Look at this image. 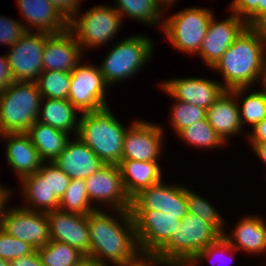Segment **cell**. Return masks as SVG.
I'll return each mask as SVG.
<instances>
[{"mask_svg": "<svg viewBox=\"0 0 266 266\" xmlns=\"http://www.w3.org/2000/svg\"><path fill=\"white\" fill-rule=\"evenodd\" d=\"M67 100L81 113L95 112L109 107L108 88L99 65L79 63L71 72Z\"/></svg>", "mask_w": 266, "mask_h": 266, "instance_id": "9", "label": "cell"}, {"mask_svg": "<svg viewBox=\"0 0 266 266\" xmlns=\"http://www.w3.org/2000/svg\"><path fill=\"white\" fill-rule=\"evenodd\" d=\"M161 4H163L165 6V10L164 12H167V10L169 11L170 8L174 5H176L175 3H177V0H158Z\"/></svg>", "mask_w": 266, "mask_h": 266, "instance_id": "52", "label": "cell"}, {"mask_svg": "<svg viewBox=\"0 0 266 266\" xmlns=\"http://www.w3.org/2000/svg\"><path fill=\"white\" fill-rule=\"evenodd\" d=\"M14 82L6 54L0 56V93Z\"/></svg>", "mask_w": 266, "mask_h": 266, "instance_id": "45", "label": "cell"}, {"mask_svg": "<svg viewBox=\"0 0 266 266\" xmlns=\"http://www.w3.org/2000/svg\"><path fill=\"white\" fill-rule=\"evenodd\" d=\"M222 234L208 222L188 213L182 220L178 232L156 251L175 266H187L192 259Z\"/></svg>", "mask_w": 266, "mask_h": 266, "instance_id": "6", "label": "cell"}, {"mask_svg": "<svg viewBox=\"0 0 266 266\" xmlns=\"http://www.w3.org/2000/svg\"><path fill=\"white\" fill-rule=\"evenodd\" d=\"M252 150L266 166V142L257 144Z\"/></svg>", "mask_w": 266, "mask_h": 266, "instance_id": "49", "label": "cell"}, {"mask_svg": "<svg viewBox=\"0 0 266 266\" xmlns=\"http://www.w3.org/2000/svg\"><path fill=\"white\" fill-rule=\"evenodd\" d=\"M36 249L20 239H17L0 227V258L8 262L31 255Z\"/></svg>", "mask_w": 266, "mask_h": 266, "instance_id": "38", "label": "cell"}, {"mask_svg": "<svg viewBox=\"0 0 266 266\" xmlns=\"http://www.w3.org/2000/svg\"><path fill=\"white\" fill-rule=\"evenodd\" d=\"M83 50L73 33L51 34L46 40L43 51V71L55 70L70 73L83 62Z\"/></svg>", "mask_w": 266, "mask_h": 266, "instance_id": "19", "label": "cell"}, {"mask_svg": "<svg viewBox=\"0 0 266 266\" xmlns=\"http://www.w3.org/2000/svg\"><path fill=\"white\" fill-rule=\"evenodd\" d=\"M80 115L77 137L105 164H118L128 127L122 125L109 107Z\"/></svg>", "mask_w": 266, "mask_h": 266, "instance_id": "3", "label": "cell"}, {"mask_svg": "<svg viewBox=\"0 0 266 266\" xmlns=\"http://www.w3.org/2000/svg\"><path fill=\"white\" fill-rule=\"evenodd\" d=\"M9 266H44L41 259L35 251L31 255L19 257L9 262Z\"/></svg>", "mask_w": 266, "mask_h": 266, "instance_id": "46", "label": "cell"}, {"mask_svg": "<svg viewBox=\"0 0 266 266\" xmlns=\"http://www.w3.org/2000/svg\"><path fill=\"white\" fill-rule=\"evenodd\" d=\"M108 212L88 214L89 257L102 266H123L140 251L134 219L131 210Z\"/></svg>", "mask_w": 266, "mask_h": 266, "instance_id": "1", "label": "cell"}, {"mask_svg": "<svg viewBox=\"0 0 266 266\" xmlns=\"http://www.w3.org/2000/svg\"><path fill=\"white\" fill-rule=\"evenodd\" d=\"M58 209L81 215H88L97 210L89 199L84 179H71L69 186L60 199Z\"/></svg>", "mask_w": 266, "mask_h": 266, "instance_id": "33", "label": "cell"}, {"mask_svg": "<svg viewBox=\"0 0 266 266\" xmlns=\"http://www.w3.org/2000/svg\"><path fill=\"white\" fill-rule=\"evenodd\" d=\"M99 65L100 71L109 87L137 76L153 56L152 38L144 34H134L118 41ZM146 64V65H145Z\"/></svg>", "mask_w": 266, "mask_h": 266, "instance_id": "4", "label": "cell"}, {"mask_svg": "<svg viewBox=\"0 0 266 266\" xmlns=\"http://www.w3.org/2000/svg\"><path fill=\"white\" fill-rule=\"evenodd\" d=\"M131 122L124 136L122 160L159 161L166 138L163 126L144 119Z\"/></svg>", "mask_w": 266, "mask_h": 266, "instance_id": "11", "label": "cell"}, {"mask_svg": "<svg viewBox=\"0 0 266 266\" xmlns=\"http://www.w3.org/2000/svg\"><path fill=\"white\" fill-rule=\"evenodd\" d=\"M0 227L36 250L50 241L47 213L14 206L6 207Z\"/></svg>", "mask_w": 266, "mask_h": 266, "instance_id": "14", "label": "cell"}, {"mask_svg": "<svg viewBox=\"0 0 266 266\" xmlns=\"http://www.w3.org/2000/svg\"><path fill=\"white\" fill-rule=\"evenodd\" d=\"M187 146L195 149H219L227 146V143L220 137L214 128L209 124L207 118L194 122L187 128L181 130L177 135Z\"/></svg>", "mask_w": 266, "mask_h": 266, "instance_id": "31", "label": "cell"}, {"mask_svg": "<svg viewBox=\"0 0 266 266\" xmlns=\"http://www.w3.org/2000/svg\"><path fill=\"white\" fill-rule=\"evenodd\" d=\"M74 266H102L98 264L95 260L92 258L85 256L81 261H79L77 264Z\"/></svg>", "mask_w": 266, "mask_h": 266, "instance_id": "50", "label": "cell"}, {"mask_svg": "<svg viewBox=\"0 0 266 266\" xmlns=\"http://www.w3.org/2000/svg\"><path fill=\"white\" fill-rule=\"evenodd\" d=\"M162 92L173 100L187 102L207 110L225 91L221 81L204 77H179L160 82Z\"/></svg>", "mask_w": 266, "mask_h": 266, "instance_id": "16", "label": "cell"}, {"mask_svg": "<svg viewBox=\"0 0 266 266\" xmlns=\"http://www.w3.org/2000/svg\"><path fill=\"white\" fill-rule=\"evenodd\" d=\"M123 266H175L156 252L139 251Z\"/></svg>", "mask_w": 266, "mask_h": 266, "instance_id": "42", "label": "cell"}, {"mask_svg": "<svg viewBox=\"0 0 266 266\" xmlns=\"http://www.w3.org/2000/svg\"><path fill=\"white\" fill-rule=\"evenodd\" d=\"M259 82L261 83L262 90H260V88L258 90L262 93V95L264 96V99L266 100V69L264 70L260 78L258 79V85H260Z\"/></svg>", "mask_w": 266, "mask_h": 266, "instance_id": "51", "label": "cell"}, {"mask_svg": "<svg viewBox=\"0 0 266 266\" xmlns=\"http://www.w3.org/2000/svg\"><path fill=\"white\" fill-rule=\"evenodd\" d=\"M228 10L250 26L262 14V0H232Z\"/></svg>", "mask_w": 266, "mask_h": 266, "instance_id": "40", "label": "cell"}, {"mask_svg": "<svg viewBox=\"0 0 266 266\" xmlns=\"http://www.w3.org/2000/svg\"><path fill=\"white\" fill-rule=\"evenodd\" d=\"M211 69L221 74L225 90L255 87L266 69V47L247 26Z\"/></svg>", "mask_w": 266, "mask_h": 266, "instance_id": "2", "label": "cell"}, {"mask_svg": "<svg viewBox=\"0 0 266 266\" xmlns=\"http://www.w3.org/2000/svg\"><path fill=\"white\" fill-rule=\"evenodd\" d=\"M186 202L188 213L212 224L223 235L226 230L225 218L210 200L186 187Z\"/></svg>", "mask_w": 266, "mask_h": 266, "instance_id": "34", "label": "cell"}, {"mask_svg": "<svg viewBox=\"0 0 266 266\" xmlns=\"http://www.w3.org/2000/svg\"><path fill=\"white\" fill-rule=\"evenodd\" d=\"M5 186L6 185L0 184V224L3 213L9 205L8 202L11 201V194L14 191V188L10 189V187Z\"/></svg>", "mask_w": 266, "mask_h": 266, "instance_id": "48", "label": "cell"}, {"mask_svg": "<svg viewBox=\"0 0 266 266\" xmlns=\"http://www.w3.org/2000/svg\"><path fill=\"white\" fill-rule=\"evenodd\" d=\"M41 176H49V186L52 192L61 199L66 191L71 178H69L59 167L53 162H44L38 170Z\"/></svg>", "mask_w": 266, "mask_h": 266, "instance_id": "39", "label": "cell"}, {"mask_svg": "<svg viewBox=\"0 0 266 266\" xmlns=\"http://www.w3.org/2000/svg\"><path fill=\"white\" fill-rule=\"evenodd\" d=\"M51 34L36 31L26 33L6 53L14 81L36 82L43 71L45 40Z\"/></svg>", "mask_w": 266, "mask_h": 266, "instance_id": "10", "label": "cell"}, {"mask_svg": "<svg viewBox=\"0 0 266 266\" xmlns=\"http://www.w3.org/2000/svg\"><path fill=\"white\" fill-rule=\"evenodd\" d=\"M113 3L122 19L129 17L162 31L165 6L158 0H114Z\"/></svg>", "mask_w": 266, "mask_h": 266, "instance_id": "29", "label": "cell"}, {"mask_svg": "<svg viewBox=\"0 0 266 266\" xmlns=\"http://www.w3.org/2000/svg\"><path fill=\"white\" fill-rule=\"evenodd\" d=\"M266 12V0H262V14Z\"/></svg>", "mask_w": 266, "mask_h": 266, "instance_id": "54", "label": "cell"}, {"mask_svg": "<svg viewBox=\"0 0 266 266\" xmlns=\"http://www.w3.org/2000/svg\"><path fill=\"white\" fill-rule=\"evenodd\" d=\"M118 167L125 193L130 200L143 189L164 179L159 161L121 160Z\"/></svg>", "mask_w": 266, "mask_h": 266, "instance_id": "25", "label": "cell"}, {"mask_svg": "<svg viewBox=\"0 0 266 266\" xmlns=\"http://www.w3.org/2000/svg\"><path fill=\"white\" fill-rule=\"evenodd\" d=\"M169 123L176 135L194 122L206 118V110L202 107L187 102L173 101L170 108Z\"/></svg>", "mask_w": 266, "mask_h": 266, "instance_id": "36", "label": "cell"}, {"mask_svg": "<svg viewBox=\"0 0 266 266\" xmlns=\"http://www.w3.org/2000/svg\"><path fill=\"white\" fill-rule=\"evenodd\" d=\"M79 13L68 22V29L84 53L87 49L96 50L108 45L107 43L118 35V30L120 31L122 26L123 19L113 5H94L82 14Z\"/></svg>", "mask_w": 266, "mask_h": 266, "instance_id": "8", "label": "cell"}, {"mask_svg": "<svg viewBox=\"0 0 266 266\" xmlns=\"http://www.w3.org/2000/svg\"><path fill=\"white\" fill-rule=\"evenodd\" d=\"M27 31L58 34L68 29V22L49 0H16Z\"/></svg>", "mask_w": 266, "mask_h": 266, "instance_id": "23", "label": "cell"}, {"mask_svg": "<svg viewBox=\"0 0 266 266\" xmlns=\"http://www.w3.org/2000/svg\"><path fill=\"white\" fill-rule=\"evenodd\" d=\"M42 94L35 82H16L0 93V133H26L37 121Z\"/></svg>", "mask_w": 266, "mask_h": 266, "instance_id": "5", "label": "cell"}, {"mask_svg": "<svg viewBox=\"0 0 266 266\" xmlns=\"http://www.w3.org/2000/svg\"><path fill=\"white\" fill-rule=\"evenodd\" d=\"M249 27L258 35L266 47V12L261 14Z\"/></svg>", "mask_w": 266, "mask_h": 266, "instance_id": "47", "label": "cell"}, {"mask_svg": "<svg viewBox=\"0 0 266 266\" xmlns=\"http://www.w3.org/2000/svg\"><path fill=\"white\" fill-rule=\"evenodd\" d=\"M84 180L89 199L96 209L131 210V200L125 193L118 164H105Z\"/></svg>", "mask_w": 266, "mask_h": 266, "instance_id": "12", "label": "cell"}, {"mask_svg": "<svg viewBox=\"0 0 266 266\" xmlns=\"http://www.w3.org/2000/svg\"><path fill=\"white\" fill-rule=\"evenodd\" d=\"M234 229L230 232L226 230L223 237L234 247L237 251L246 252V254L262 255L265 254L266 249V219L257 214H246L238 220ZM228 232V233H227Z\"/></svg>", "mask_w": 266, "mask_h": 266, "instance_id": "22", "label": "cell"}, {"mask_svg": "<svg viewBox=\"0 0 266 266\" xmlns=\"http://www.w3.org/2000/svg\"><path fill=\"white\" fill-rule=\"evenodd\" d=\"M244 136L248 141V147L252 149L259 143L266 142V118L256 124L252 130L245 133Z\"/></svg>", "mask_w": 266, "mask_h": 266, "instance_id": "44", "label": "cell"}, {"mask_svg": "<svg viewBox=\"0 0 266 266\" xmlns=\"http://www.w3.org/2000/svg\"><path fill=\"white\" fill-rule=\"evenodd\" d=\"M0 266H9V262L0 258Z\"/></svg>", "mask_w": 266, "mask_h": 266, "instance_id": "53", "label": "cell"}, {"mask_svg": "<svg viewBox=\"0 0 266 266\" xmlns=\"http://www.w3.org/2000/svg\"><path fill=\"white\" fill-rule=\"evenodd\" d=\"M47 220L50 240L69 244L89 257L88 215L55 209L47 212Z\"/></svg>", "mask_w": 266, "mask_h": 266, "instance_id": "18", "label": "cell"}, {"mask_svg": "<svg viewBox=\"0 0 266 266\" xmlns=\"http://www.w3.org/2000/svg\"><path fill=\"white\" fill-rule=\"evenodd\" d=\"M36 251L44 266H74L85 257L77 248L53 240Z\"/></svg>", "mask_w": 266, "mask_h": 266, "instance_id": "32", "label": "cell"}, {"mask_svg": "<svg viewBox=\"0 0 266 266\" xmlns=\"http://www.w3.org/2000/svg\"><path fill=\"white\" fill-rule=\"evenodd\" d=\"M215 16L210 20L206 36L196 55L209 69L218 62L234 40L248 26L244 20L233 13L220 21Z\"/></svg>", "mask_w": 266, "mask_h": 266, "instance_id": "17", "label": "cell"}, {"mask_svg": "<svg viewBox=\"0 0 266 266\" xmlns=\"http://www.w3.org/2000/svg\"><path fill=\"white\" fill-rule=\"evenodd\" d=\"M5 143V159L18 181L27 175L38 172L44 161L26 133L1 134Z\"/></svg>", "mask_w": 266, "mask_h": 266, "instance_id": "20", "label": "cell"}, {"mask_svg": "<svg viewBox=\"0 0 266 266\" xmlns=\"http://www.w3.org/2000/svg\"><path fill=\"white\" fill-rule=\"evenodd\" d=\"M233 253L236 255L239 253V251H237L234 247H232L230 245V243L223 236H221L214 243L209 244L206 248L201 250L192 259V261L188 265H198V264H200L199 262L207 260V261H210L209 262L210 264H212V262H213L212 266H218L217 265L218 263L215 264L216 259H217L216 262H219V260L220 261L226 260L224 258H226L227 256H229V257L231 256L233 258L227 257V259L229 258L230 261L229 262L226 261L227 264L225 265V266H229L228 263L231 264V261H233L235 259V257L232 256ZM229 254H231V255H229ZM222 257H224V258L221 259ZM222 265H224V264H222Z\"/></svg>", "mask_w": 266, "mask_h": 266, "instance_id": "37", "label": "cell"}, {"mask_svg": "<svg viewBox=\"0 0 266 266\" xmlns=\"http://www.w3.org/2000/svg\"><path fill=\"white\" fill-rule=\"evenodd\" d=\"M214 15L210 8L189 6L169 17H164L162 35H165L174 49L195 56L199 53Z\"/></svg>", "mask_w": 266, "mask_h": 266, "instance_id": "7", "label": "cell"}, {"mask_svg": "<svg viewBox=\"0 0 266 266\" xmlns=\"http://www.w3.org/2000/svg\"><path fill=\"white\" fill-rule=\"evenodd\" d=\"M19 183L20 193L24 197L21 207L44 213L58 209L60 199L49 186V176L36 172L23 177Z\"/></svg>", "mask_w": 266, "mask_h": 266, "instance_id": "26", "label": "cell"}, {"mask_svg": "<svg viewBox=\"0 0 266 266\" xmlns=\"http://www.w3.org/2000/svg\"><path fill=\"white\" fill-rule=\"evenodd\" d=\"M44 162L54 160L64 151L71 134L36 121L26 132Z\"/></svg>", "mask_w": 266, "mask_h": 266, "instance_id": "28", "label": "cell"}, {"mask_svg": "<svg viewBox=\"0 0 266 266\" xmlns=\"http://www.w3.org/2000/svg\"><path fill=\"white\" fill-rule=\"evenodd\" d=\"M131 211H159L182 220L188 214L186 186L162 180L136 195L131 200Z\"/></svg>", "mask_w": 266, "mask_h": 266, "instance_id": "13", "label": "cell"}, {"mask_svg": "<svg viewBox=\"0 0 266 266\" xmlns=\"http://www.w3.org/2000/svg\"><path fill=\"white\" fill-rule=\"evenodd\" d=\"M42 98L67 99L71 84V73L44 70L36 80Z\"/></svg>", "mask_w": 266, "mask_h": 266, "instance_id": "35", "label": "cell"}, {"mask_svg": "<svg viewBox=\"0 0 266 266\" xmlns=\"http://www.w3.org/2000/svg\"><path fill=\"white\" fill-rule=\"evenodd\" d=\"M73 138L53 163L71 179H86L103 168L105 163L80 138Z\"/></svg>", "mask_w": 266, "mask_h": 266, "instance_id": "21", "label": "cell"}, {"mask_svg": "<svg viewBox=\"0 0 266 266\" xmlns=\"http://www.w3.org/2000/svg\"><path fill=\"white\" fill-rule=\"evenodd\" d=\"M22 23L0 15V45L10 48L22 37L27 31Z\"/></svg>", "mask_w": 266, "mask_h": 266, "instance_id": "41", "label": "cell"}, {"mask_svg": "<svg viewBox=\"0 0 266 266\" xmlns=\"http://www.w3.org/2000/svg\"><path fill=\"white\" fill-rule=\"evenodd\" d=\"M237 100L240 113V122L244 128L252 129L256 124L266 118V100L260 91L246 88L231 90ZM246 125V126H245Z\"/></svg>", "mask_w": 266, "mask_h": 266, "instance_id": "30", "label": "cell"}, {"mask_svg": "<svg viewBox=\"0 0 266 266\" xmlns=\"http://www.w3.org/2000/svg\"><path fill=\"white\" fill-rule=\"evenodd\" d=\"M206 118L216 133L228 143L232 137H241L245 132L240 122L239 106L235 95L225 90L206 110ZM232 136V137H231Z\"/></svg>", "mask_w": 266, "mask_h": 266, "instance_id": "24", "label": "cell"}, {"mask_svg": "<svg viewBox=\"0 0 266 266\" xmlns=\"http://www.w3.org/2000/svg\"><path fill=\"white\" fill-rule=\"evenodd\" d=\"M137 243L142 252H156L178 232L181 220L159 211H131Z\"/></svg>", "mask_w": 266, "mask_h": 266, "instance_id": "15", "label": "cell"}, {"mask_svg": "<svg viewBox=\"0 0 266 266\" xmlns=\"http://www.w3.org/2000/svg\"><path fill=\"white\" fill-rule=\"evenodd\" d=\"M60 13V15L69 22L78 12L84 0H49Z\"/></svg>", "mask_w": 266, "mask_h": 266, "instance_id": "43", "label": "cell"}, {"mask_svg": "<svg viewBox=\"0 0 266 266\" xmlns=\"http://www.w3.org/2000/svg\"><path fill=\"white\" fill-rule=\"evenodd\" d=\"M81 114L67 99L42 98L37 121L77 136Z\"/></svg>", "mask_w": 266, "mask_h": 266, "instance_id": "27", "label": "cell"}]
</instances>
